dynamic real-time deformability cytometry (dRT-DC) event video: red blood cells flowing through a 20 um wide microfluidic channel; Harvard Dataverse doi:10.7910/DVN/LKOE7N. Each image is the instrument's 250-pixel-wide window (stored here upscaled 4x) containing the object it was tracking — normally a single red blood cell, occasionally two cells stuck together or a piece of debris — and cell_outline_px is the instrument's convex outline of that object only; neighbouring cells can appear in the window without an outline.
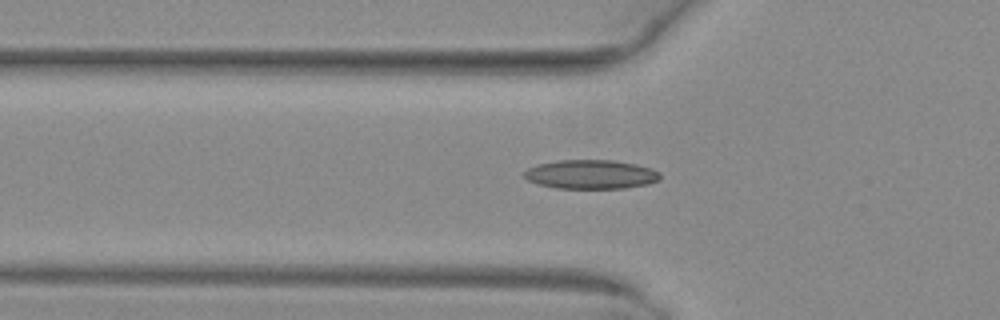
{"species": "common noctule bat (a hibernating species)", "species_latin": "Nyctalus noctula", "temperature_condition": "warm", "stored_images_in_passage": 14, "camera_frame_rate_fps": 3000, "um_per_image_px": 0.085, "animal": {"sex": "female", "body_mass_g": 29.2, "forearm_length_mm": 56.3}, "frame": {"image": 1, "passage_image": 4, "time_ms": 1.0, "image_size_px": [1000, 320], "cell_outline_px": [[660, 180], [648, 184], [624, 188], [556, 188], [536, 184], [528, 180], [524, 176], [524, 172], [528, 168], [536, 164], [556, 160], [612, 160], [636, 164], [652, 168], [660, 172]], "centroid_in_image_um": [50.22, 14.82], "position_along_channel_um": 75.6, "area_um2": 23.18}}
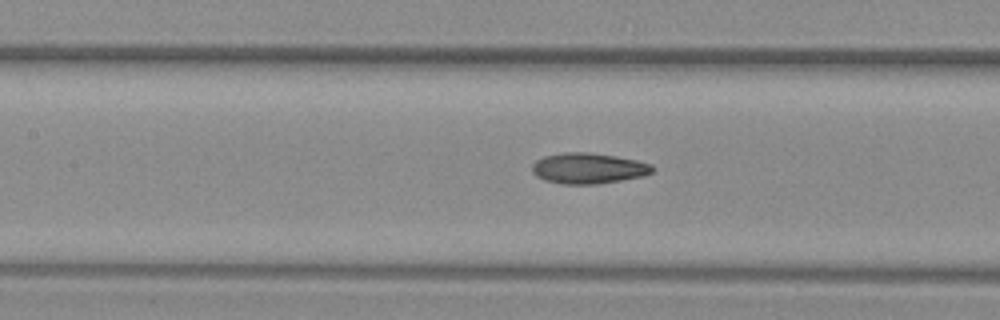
{"frame": {"image": 2, "passage_image": 10, "time_ms": 3.0, "image_size_px": [1000, 320], "cell_outline_px": [[656, 168], [652, 172], [644, 176], [596, 184], [560, 184], [544, 180], [536, 176], [532, 172], [532, 164], [536, 160], [544, 156], [564, 152], [588, 152], [616, 156], [636, 160], [652, 164]], "centroid_in_image_um": [50.0, 14.3], "position_along_channel_um": 157.4, "area_um2": 21.68}}
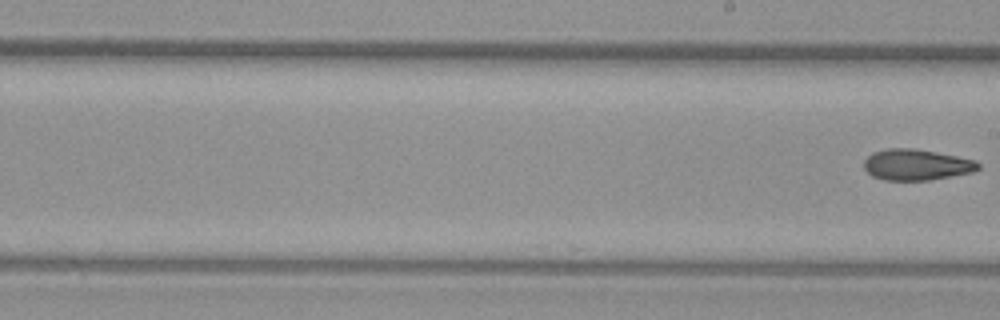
{"frame": {"image": 3, "passage_image": 14, "time_ms": 4.333, "image_size_px": [1000, 320], "cell_outline_px": [[980, 168], [972, 172], [952, 176], [928, 180], [884, 180], [872, 176], [864, 168], [864, 160], [872, 152], [888, 148], [916, 148], [976, 160], [980, 164]], "centroid_in_image_um": [77.89, 13.99], "position_along_channel_um": 211.1, "area_um2": 20.69}}